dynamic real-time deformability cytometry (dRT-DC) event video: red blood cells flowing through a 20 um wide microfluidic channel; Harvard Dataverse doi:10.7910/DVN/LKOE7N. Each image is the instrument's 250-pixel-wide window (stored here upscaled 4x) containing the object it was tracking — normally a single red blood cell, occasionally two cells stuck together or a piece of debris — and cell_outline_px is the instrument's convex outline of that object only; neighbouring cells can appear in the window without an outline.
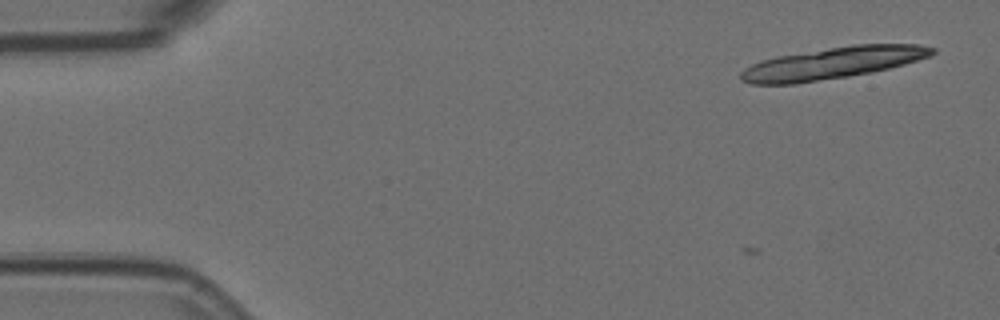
{"species": "Egyptian fruit bat (a non-hibernating species)", "species_latin": "Rousettus aegyptiacus", "temperature_condition": "room temperature", "stored_images_in_passage": 4, "camera_frame_rate_fps": 3000, "um_per_image_px": 0.085, "animal": {"sex": "female"}, "frame": {"image": 1, "passage_image": 1, "time_ms": 0.0, "image_size_px": [1000, 320], "cell_outline_px": [[936, 52], [928, 56], [904, 64], [872, 72], [848, 76], [792, 84], [752, 84], [740, 80], [740, 72], [744, 68], [760, 60], [780, 56], [852, 44], [916, 44], [936, 48]], "centroid_in_image_um": [70.75, 5.36], "position_along_channel_um": 14.3, "area_um2": 35.03}}